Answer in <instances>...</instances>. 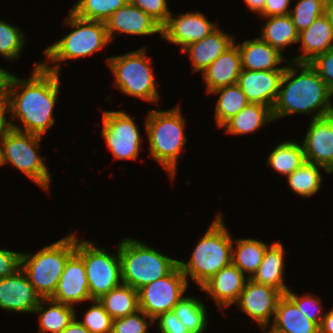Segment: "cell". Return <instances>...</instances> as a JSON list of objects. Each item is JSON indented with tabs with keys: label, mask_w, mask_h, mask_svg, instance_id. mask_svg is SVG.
<instances>
[{
	"label": "cell",
	"mask_w": 333,
	"mask_h": 333,
	"mask_svg": "<svg viewBox=\"0 0 333 333\" xmlns=\"http://www.w3.org/2000/svg\"><path fill=\"white\" fill-rule=\"evenodd\" d=\"M56 72L45 69L40 61L34 63L31 76L20 79L12 74L6 94L9 127L43 136L55 124L53 110L57 102L60 78ZM20 120L21 126L14 124Z\"/></svg>",
	"instance_id": "obj_1"
},
{
	"label": "cell",
	"mask_w": 333,
	"mask_h": 333,
	"mask_svg": "<svg viewBox=\"0 0 333 333\" xmlns=\"http://www.w3.org/2000/svg\"><path fill=\"white\" fill-rule=\"evenodd\" d=\"M285 62L288 63H286L278 97L272 109L274 121L298 113L312 114V119L332 115L331 97L333 95L316 70L309 63H297L289 59Z\"/></svg>",
	"instance_id": "obj_2"
},
{
	"label": "cell",
	"mask_w": 333,
	"mask_h": 333,
	"mask_svg": "<svg viewBox=\"0 0 333 333\" xmlns=\"http://www.w3.org/2000/svg\"><path fill=\"white\" fill-rule=\"evenodd\" d=\"M181 110L179 104L170 110H149L144 123L149 154L163 167L171 181L177 174L179 155L187 143L186 121Z\"/></svg>",
	"instance_id": "obj_3"
},
{
	"label": "cell",
	"mask_w": 333,
	"mask_h": 333,
	"mask_svg": "<svg viewBox=\"0 0 333 333\" xmlns=\"http://www.w3.org/2000/svg\"><path fill=\"white\" fill-rule=\"evenodd\" d=\"M223 214L217 213L198 242L188 262L178 259V266L188 281L200 288L223 267L232 263L233 237L224 224Z\"/></svg>",
	"instance_id": "obj_4"
},
{
	"label": "cell",
	"mask_w": 333,
	"mask_h": 333,
	"mask_svg": "<svg viewBox=\"0 0 333 333\" xmlns=\"http://www.w3.org/2000/svg\"><path fill=\"white\" fill-rule=\"evenodd\" d=\"M69 12L64 24L72 30L47 47L43 51L47 59L40 62L45 69L58 74L63 61L93 55L111 43L103 21L84 20Z\"/></svg>",
	"instance_id": "obj_5"
},
{
	"label": "cell",
	"mask_w": 333,
	"mask_h": 333,
	"mask_svg": "<svg viewBox=\"0 0 333 333\" xmlns=\"http://www.w3.org/2000/svg\"><path fill=\"white\" fill-rule=\"evenodd\" d=\"M76 250V234L44 246L33 254H21V268L41 298H51L57 288L68 258Z\"/></svg>",
	"instance_id": "obj_6"
},
{
	"label": "cell",
	"mask_w": 333,
	"mask_h": 333,
	"mask_svg": "<svg viewBox=\"0 0 333 333\" xmlns=\"http://www.w3.org/2000/svg\"><path fill=\"white\" fill-rule=\"evenodd\" d=\"M118 253L122 282L135 290L167 276L178 266L177 259L130 237L119 241Z\"/></svg>",
	"instance_id": "obj_7"
},
{
	"label": "cell",
	"mask_w": 333,
	"mask_h": 333,
	"mask_svg": "<svg viewBox=\"0 0 333 333\" xmlns=\"http://www.w3.org/2000/svg\"><path fill=\"white\" fill-rule=\"evenodd\" d=\"M42 136L7 127L0 135V164H11L49 192L51 176L38 151Z\"/></svg>",
	"instance_id": "obj_8"
},
{
	"label": "cell",
	"mask_w": 333,
	"mask_h": 333,
	"mask_svg": "<svg viewBox=\"0 0 333 333\" xmlns=\"http://www.w3.org/2000/svg\"><path fill=\"white\" fill-rule=\"evenodd\" d=\"M146 52L143 46L124 55L108 57L106 62L114 75V86L120 92L154 104L160 97L152 61Z\"/></svg>",
	"instance_id": "obj_9"
},
{
	"label": "cell",
	"mask_w": 333,
	"mask_h": 333,
	"mask_svg": "<svg viewBox=\"0 0 333 333\" xmlns=\"http://www.w3.org/2000/svg\"><path fill=\"white\" fill-rule=\"evenodd\" d=\"M75 252L83 259L92 300L100 299L123 284L118 244L117 253L112 254L104 248L96 247L94 242L81 240L76 235Z\"/></svg>",
	"instance_id": "obj_10"
},
{
	"label": "cell",
	"mask_w": 333,
	"mask_h": 333,
	"mask_svg": "<svg viewBox=\"0 0 333 333\" xmlns=\"http://www.w3.org/2000/svg\"><path fill=\"white\" fill-rule=\"evenodd\" d=\"M189 282L179 266L170 274L138 289L139 308L153 320L172 311L185 296Z\"/></svg>",
	"instance_id": "obj_11"
},
{
	"label": "cell",
	"mask_w": 333,
	"mask_h": 333,
	"mask_svg": "<svg viewBox=\"0 0 333 333\" xmlns=\"http://www.w3.org/2000/svg\"><path fill=\"white\" fill-rule=\"evenodd\" d=\"M101 137L114 160H136L141 134L134 119L126 111H103Z\"/></svg>",
	"instance_id": "obj_12"
},
{
	"label": "cell",
	"mask_w": 333,
	"mask_h": 333,
	"mask_svg": "<svg viewBox=\"0 0 333 333\" xmlns=\"http://www.w3.org/2000/svg\"><path fill=\"white\" fill-rule=\"evenodd\" d=\"M283 295L272 286L248 279L235 305L262 330L268 327L269 321L272 322L271 318L274 319L277 304Z\"/></svg>",
	"instance_id": "obj_13"
},
{
	"label": "cell",
	"mask_w": 333,
	"mask_h": 333,
	"mask_svg": "<svg viewBox=\"0 0 333 333\" xmlns=\"http://www.w3.org/2000/svg\"><path fill=\"white\" fill-rule=\"evenodd\" d=\"M209 21L201 12L179 13L174 17L171 13L167 22L162 26L161 38L171 44L179 45L182 51L189 44L194 43L210 35L219 26Z\"/></svg>",
	"instance_id": "obj_14"
},
{
	"label": "cell",
	"mask_w": 333,
	"mask_h": 333,
	"mask_svg": "<svg viewBox=\"0 0 333 333\" xmlns=\"http://www.w3.org/2000/svg\"><path fill=\"white\" fill-rule=\"evenodd\" d=\"M302 143L306 162L324 168L327 174L333 173V114L311 119Z\"/></svg>",
	"instance_id": "obj_15"
},
{
	"label": "cell",
	"mask_w": 333,
	"mask_h": 333,
	"mask_svg": "<svg viewBox=\"0 0 333 333\" xmlns=\"http://www.w3.org/2000/svg\"><path fill=\"white\" fill-rule=\"evenodd\" d=\"M41 297L20 267L10 276L0 278V308L7 312L33 313Z\"/></svg>",
	"instance_id": "obj_16"
},
{
	"label": "cell",
	"mask_w": 333,
	"mask_h": 333,
	"mask_svg": "<svg viewBox=\"0 0 333 333\" xmlns=\"http://www.w3.org/2000/svg\"><path fill=\"white\" fill-rule=\"evenodd\" d=\"M51 299L73 307L82 302H91L85 265L83 259L76 252L66 261L56 291Z\"/></svg>",
	"instance_id": "obj_17"
},
{
	"label": "cell",
	"mask_w": 333,
	"mask_h": 333,
	"mask_svg": "<svg viewBox=\"0 0 333 333\" xmlns=\"http://www.w3.org/2000/svg\"><path fill=\"white\" fill-rule=\"evenodd\" d=\"M104 23L111 42L116 37L115 33L118 37L123 33L142 37L156 33L162 35V26L129 2L111 14Z\"/></svg>",
	"instance_id": "obj_18"
},
{
	"label": "cell",
	"mask_w": 333,
	"mask_h": 333,
	"mask_svg": "<svg viewBox=\"0 0 333 333\" xmlns=\"http://www.w3.org/2000/svg\"><path fill=\"white\" fill-rule=\"evenodd\" d=\"M283 72L284 70L242 69L237 85L242 89L249 103L262 104L273 109Z\"/></svg>",
	"instance_id": "obj_19"
},
{
	"label": "cell",
	"mask_w": 333,
	"mask_h": 333,
	"mask_svg": "<svg viewBox=\"0 0 333 333\" xmlns=\"http://www.w3.org/2000/svg\"><path fill=\"white\" fill-rule=\"evenodd\" d=\"M249 278L233 263L223 267L199 289L205 291L219 310L235 305Z\"/></svg>",
	"instance_id": "obj_20"
},
{
	"label": "cell",
	"mask_w": 333,
	"mask_h": 333,
	"mask_svg": "<svg viewBox=\"0 0 333 333\" xmlns=\"http://www.w3.org/2000/svg\"><path fill=\"white\" fill-rule=\"evenodd\" d=\"M236 39L219 27L203 39L189 44L181 52L188 54L192 70L203 72L221 54L231 48Z\"/></svg>",
	"instance_id": "obj_21"
},
{
	"label": "cell",
	"mask_w": 333,
	"mask_h": 333,
	"mask_svg": "<svg viewBox=\"0 0 333 333\" xmlns=\"http://www.w3.org/2000/svg\"><path fill=\"white\" fill-rule=\"evenodd\" d=\"M242 65L239 48L235 44L214 60L202 73L206 94L214 90L237 84Z\"/></svg>",
	"instance_id": "obj_22"
},
{
	"label": "cell",
	"mask_w": 333,
	"mask_h": 333,
	"mask_svg": "<svg viewBox=\"0 0 333 333\" xmlns=\"http://www.w3.org/2000/svg\"><path fill=\"white\" fill-rule=\"evenodd\" d=\"M299 50L302 55H296L289 61L309 63L317 55L323 54L333 48V33L330 23L323 14L318 17L307 29L299 33Z\"/></svg>",
	"instance_id": "obj_23"
},
{
	"label": "cell",
	"mask_w": 333,
	"mask_h": 333,
	"mask_svg": "<svg viewBox=\"0 0 333 333\" xmlns=\"http://www.w3.org/2000/svg\"><path fill=\"white\" fill-rule=\"evenodd\" d=\"M236 45L239 48L242 69L285 70V66H278L285 61L284 55L264 42L260 37L247 39Z\"/></svg>",
	"instance_id": "obj_24"
},
{
	"label": "cell",
	"mask_w": 333,
	"mask_h": 333,
	"mask_svg": "<svg viewBox=\"0 0 333 333\" xmlns=\"http://www.w3.org/2000/svg\"><path fill=\"white\" fill-rule=\"evenodd\" d=\"M271 320L269 331L272 333H319V327L308 320L286 294L280 298Z\"/></svg>",
	"instance_id": "obj_25"
},
{
	"label": "cell",
	"mask_w": 333,
	"mask_h": 333,
	"mask_svg": "<svg viewBox=\"0 0 333 333\" xmlns=\"http://www.w3.org/2000/svg\"><path fill=\"white\" fill-rule=\"evenodd\" d=\"M284 254L283 245L278 241L272 242L266 248L263 261L251 279L258 284L272 286L286 294L289 288L283 280Z\"/></svg>",
	"instance_id": "obj_26"
},
{
	"label": "cell",
	"mask_w": 333,
	"mask_h": 333,
	"mask_svg": "<svg viewBox=\"0 0 333 333\" xmlns=\"http://www.w3.org/2000/svg\"><path fill=\"white\" fill-rule=\"evenodd\" d=\"M76 312L73 306L62 304L51 298H41L33 311L39 316L38 333H61L77 316Z\"/></svg>",
	"instance_id": "obj_27"
},
{
	"label": "cell",
	"mask_w": 333,
	"mask_h": 333,
	"mask_svg": "<svg viewBox=\"0 0 333 333\" xmlns=\"http://www.w3.org/2000/svg\"><path fill=\"white\" fill-rule=\"evenodd\" d=\"M272 109L266 105L249 103L221 128L233 135L251 134L266 123L273 122Z\"/></svg>",
	"instance_id": "obj_28"
},
{
	"label": "cell",
	"mask_w": 333,
	"mask_h": 333,
	"mask_svg": "<svg viewBox=\"0 0 333 333\" xmlns=\"http://www.w3.org/2000/svg\"><path fill=\"white\" fill-rule=\"evenodd\" d=\"M267 22L261 26L260 38L281 54L285 47L298 43L297 31L290 14L264 17Z\"/></svg>",
	"instance_id": "obj_29"
},
{
	"label": "cell",
	"mask_w": 333,
	"mask_h": 333,
	"mask_svg": "<svg viewBox=\"0 0 333 333\" xmlns=\"http://www.w3.org/2000/svg\"><path fill=\"white\" fill-rule=\"evenodd\" d=\"M268 246L269 244L254 238H234L232 243V263L245 275L247 273V277L251 279L261 265Z\"/></svg>",
	"instance_id": "obj_30"
},
{
	"label": "cell",
	"mask_w": 333,
	"mask_h": 333,
	"mask_svg": "<svg viewBox=\"0 0 333 333\" xmlns=\"http://www.w3.org/2000/svg\"><path fill=\"white\" fill-rule=\"evenodd\" d=\"M266 159L267 165L285 177L306 162L303 145L293 140L278 144Z\"/></svg>",
	"instance_id": "obj_31"
},
{
	"label": "cell",
	"mask_w": 333,
	"mask_h": 333,
	"mask_svg": "<svg viewBox=\"0 0 333 333\" xmlns=\"http://www.w3.org/2000/svg\"><path fill=\"white\" fill-rule=\"evenodd\" d=\"M98 301L113 320L125 317L140 310L138 290L122 284L103 295Z\"/></svg>",
	"instance_id": "obj_32"
},
{
	"label": "cell",
	"mask_w": 333,
	"mask_h": 333,
	"mask_svg": "<svg viewBox=\"0 0 333 333\" xmlns=\"http://www.w3.org/2000/svg\"><path fill=\"white\" fill-rule=\"evenodd\" d=\"M209 94H220L214 109L215 122L219 128L249 104L246 95L237 84L218 88Z\"/></svg>",
	"instance_id": "obj_33"
},
{
	"label": "cell",
	"mask_w": 333,
	"mask_h": 333,
	"mask_svg": "<svg viewBox=\"0 0 333 333\" xmlns=\"http://www.w3.org/2000/svg\"><path fill=\"white\" fill-rule=\"evenodd\" d=\"M321 169L323 170L324 168L317 164L305 162L286 177L291 191L305 198L316 195L323 181Z\"/></svg>",
	"instance_id": "obj_34"
},
{
	"label": "cell",
	"mask_w": 333,
	"mask_h": 333,
	"mask_svg": "<svg viewBox=\"0 0 333 333\" xmlns=\"http://www.w3.org/2000/svg\"><path fill=\"white\" fill-rule=\"evenodd\" d=\"M177 318L189 333H204L208 324V314L202 301L193 296H185L173 308Z\"/></svg>",
	"instance_id": "obj_35"
},
{
	"label": "cell",
	"mask_w": 333,
	"mask_h": 333,
	"mask_svg": "<svg viewBox=\"0 0 333 333\" xmlns=\"http://www.w3.org/2000/svg\"><path fill=\"white\" fill-rule=\"evenodd\" d=\"M129 0H78L71 12L84 20L103 21Z\"/></svg>",
	"instance_id": "obj_36"
},
{
	"label": "cell",
	"mask_w": 333,
	"mask_h": 333,
	"mask_svg": "<svg viewBox=\"0 0 333 333\" xmlns=\"http://www.w3.org/2000/svg\"><path fill=\"white\" fill-rule=\"evenodd\" d=\"M25 33L5 20H0V56L5 60L18 59L25 44Z\"/></svg>",
	"instance_id": "obj_37"
},
{
	"label": "cell",
	"mask_w": 333,
	"mask_h": 333,
	"mask_svg": "<svg viewBox=\"0 0 333 333\" xmlns=\"http://www.w3.org/2000/svg\"><path fill=\"white\" fill-rule=\"evenodd\" d=\"M325 3L324 0H298L291 9L290 16L299 33L324 14Z\"/></svg>",
	"instance_id": "obj_38"
},
{
	"label": "cell",
	"mask_w": 333,
	"mask_h": 333,
	"mask_svg": "<svg viewBox=\"0 0 333 333\" xmlns=\"http://www.w3.org/2000/svg\"><path fill=\"white\" fill-rule=\"evenodd\" d=\"M90 333H112L113 319L98 300H91L83 320H78Z\"/></svg>",
	"instance_id": "obj_39"
},
{
	"label": "cell",
	"mask_w": 333,
	"mask_h": 333,
	"mask_svg": "<svg viewBox=\"0 0 333 333\" xmlns=\"http://www.w3.org/2000/svg\"><path fill=\"white\" fill-rule=\"evenodd\" d=\"M286 295L296 304L299 311L304 313L308 320L320 327L325 313L322 312L324 308L322 307V301L319 296H314L311 293H305L303 296H299L290 289L286 292Z\"/></svg>",
	"instance_id": "obj_40"
},
{
	"label": "cell",
	"mask_w": 333,
	"mask_h": 333,
	"mask_svg": "<svg viewBox=\"0 0 333 333\" xmlns=\"http://www.w3.org/2000/svg\"><path fill=\"white\" fill-rule=\"evenodd\" d=\"M154 320L142 310L113 320L112 333H147Z\"/></svg>",
	"instance_id": "obj_41"
},
{
	"label": "cell",
	"mask_w": 333,
	"mask_h": 333,
	"mask_svg": "<svg viewBox=\"0 0 333 333\" xmlns=\"http://www.w3.org/2000/svg\"><path fill=\"white\" fill-rule=\"evenodd\" d=\"M129 3L139 7L161 26L167 22L171 14L167 0H129Z\"/></svg>",
	"instance_id": "obj_42"
},
{
	"label": "cell",
	"mask_w": 333,
	"mask_h": 333,
	"mask_svg": "<svg viewBox=\"0 0 333 333\" xmlns=\"http://www.w3.org/2000/svg\"><path fill=\"white\" fill-rule=\"evenodd\" d=\"M309 64L325 81L330 93L333 95V48L317 55Z\"/></svg>",
	"instance_id": "obj_43"
},
{
	"label": "cell",
	"mask_w": 333,
	"mask_h": 333,
	"mask_svg": "<svg viewBox=\"0 0 333 333\" xmlns=\"http://www.w3.org/2000/svg\"><path fill=\"white\" fill-rule=\"evenodd\" d=\"M21 254L0 248V278L12 275L21 267Z\"/></svg>",
	"instance_id": "obj_44"
},
{
	"label": "cell",
	"mask_w": 333,
	"mask_h": 333,
	"mask_svg": "<svg viewBox=\"0 0 333 333\" xmlns=\"http://www.w3.org/2000/svg\"><path fill=\"white\" fill-rule=\"evenodd\" d=\"M155 323L158 324L160 333H189L186 327L177 318L173 310L160 314L156 319H154V324Z\"/></svg>",
	"instance_id": "obj_45"
},
{
	"label": "cell",
	"mask_w": 333,
	"mask_h": 333,
	"mask_svg": "<svg viewBox=\"0 0 333 333\" xmlns=\"http://www.w3.org/2000/svg\"><path fill=\"white\" fill-rule=\"evenodd\" d=\"M291 0H266L260 18L290 14Z\"/></svg>",
	"instance_id": "obj_46"
},
{
	"label": "cell",
	"mask_w": 333,
	"mask_h": 333,
	"mask_svg": "<svg viewBox=\"0 0 333 333\" xmlns=\"http://www.w3.org/2000/svg\"><path fill=\"white\" fill-rule=\"evenodd\" d=\"M319 333H333V307L325 313L319 327Z\"/></svg>",
	"instance_id": "obj_47"
},
{
	"label": "cell",
	"mask_w": 333,
	"mask_h": 333,
	"mask_svg": "<svg viewBox=\"0 0 333 333\" xmlns=\"http://www.w3.org/2000/svg\"><path fill=\"white\" fill-rule=\"evenodd\" d=\"M12 73L0 66V96H6Z\"/></svg>",
	"instance_id": "obj_48"
},
{
	"label": "cell",
	"mask_w": 333,
	"mask_h": 333,
	"mask_svg": "<svg viewBox=\"0 0 333 333\" xmlns=\"http://www.w3.org/2000/svg\"><path fill=\"white\" fill-rule=\"evenodd\" d=\"M7 115L6 96H0V135L8 127Z\"/></svg>",
	"instance_id": "obj_49"
},
{
	"label": "cell",
	"mask_w": 333,
	"mask_h": 333,
	"mask_svg": "<svg viewBox=\"0 0 333 333\" xmlns=\"http://www.w3.org/2000/svg\"><path fill=\"white\" fill-rule=\"evenodd\" d=\"M61 333H90L77 319L75 318Z\"/></svg>",
	"instance_id": "obj_50"
},
{
	"label": "cell",
	"mask_w": 333,
	"mask_h": 333,
	"mask_svg": "<svg viewBox=\"0 0 333 333\" xmlns=\"http://www.w3.org/2000/svg\"><path fill=\"white\" fill-rule=\"evenodd\" d=\"M247 8L250 9L253 13L261 14L266 0H244Z\"/></svg>",
	"instance_id": "obj_51"
},
{
	"label": "cell",
	"mask_w": 333,
	"mask_h": 333,
	"mask_svg": "<svg viewBox=\"0 0 333 333\" xmlns=\"http://www.w3.org/2000/svg\"><path fill=\"white\" fill-rule=\"evenodd\" d=\"M324 15L330 23L333 33V3H325Z\"/></svg>",
	"instance_id": "obj_52"
},
{
	"label": "cell",
	"mask_w": 333,
	"mask_h": 333,
	"mask_svg": "<svg viewBox=\"0 0 333 333\" xmlns=\"http://www.w3.org/2000/svg\"><path fill=\"white\" fill-rule=\"evenodd\" d=\"M267 330V331H266ZM262 333H272L271 331H269L268 329H262Z\"/></svg>",
	"instance_id": "obj_53"
},
{
	"label": "cell",
	"mask_w": 333,
	"mask_h": 333,
	"mask_svg": "<svg viewBox=\"0 0 333 333\" xmlns=\"http://www.w3.org/2000/svg\"><path fill=\"white\" fill-rule=\"evenodd\" d=\"M327 3H333V0H327Z\"/></svg>",
	"instance_id": "obj_54"
}]
</instances>
